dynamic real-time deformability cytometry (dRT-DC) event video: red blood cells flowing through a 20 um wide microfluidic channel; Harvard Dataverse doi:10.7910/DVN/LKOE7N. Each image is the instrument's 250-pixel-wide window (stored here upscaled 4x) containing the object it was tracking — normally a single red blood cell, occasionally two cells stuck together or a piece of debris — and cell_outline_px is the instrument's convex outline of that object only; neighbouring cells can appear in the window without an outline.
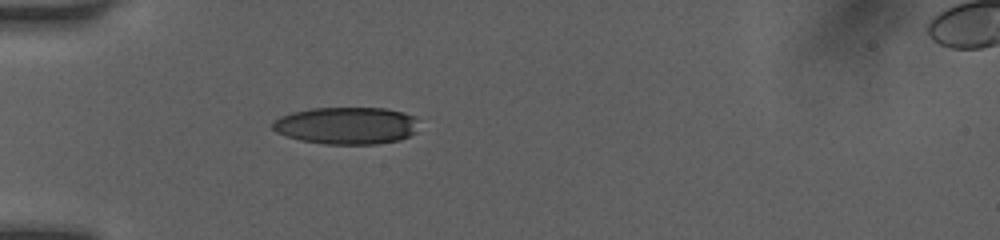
{"species": "human", "species_latin": "Homo sapiens", "temperature_condition": "room temperature", "stored_images_in_passage": 35, "camera_frame_rate_fps": 3000, "um_per_image_px": 0.085, "donor": {"sex": "female"}, "frame": {"image": 1, "passage_image": 1, "time_ms": 0.0, "image_size_px": [1000, 240], "cell_outline_px": [[416, 132], [400, 140], [380, 144], [324, 144], [300, 140], [276, 132], [272, 128], [272, 124], [280, 116], [292, 112], [312, 108], [388, 108], [404, 112], [416, 116]], "centroid_in_image_um": [29.48, 10.67], "position_along_channel_um": 55.5, "area_um2": 31.85}}
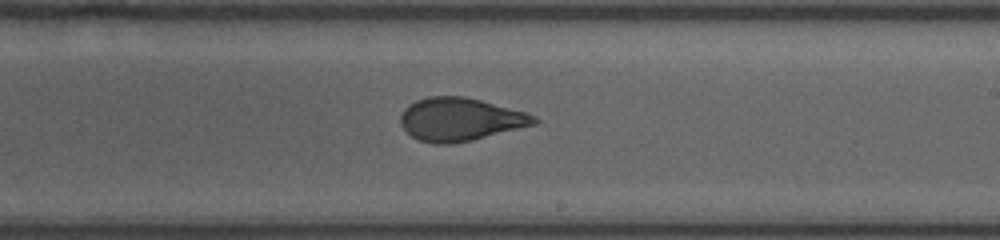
{"frame": {"image": 2, "passage_image": 16, "time_ms": 5.0, "image_size_px": [1000, 240], "cell_outline_px": [[540, 120], [536, 124], [472, 140], [448, 144], [432, 144], [420, 140], [412, 136], [400, 124], [400, 116], [404, 108], [408, 104], [416, 100], [428, 96], [464, 96], [480, 100], [524, 112], [536, 116]], "centroid_in_image_um": [39.09, 10.14], "position_along_channel_um": 249.9, "area_um2": 33.41}}
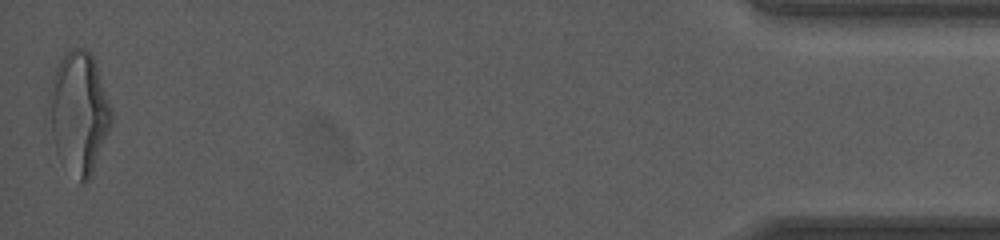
{"frame": {"image": 3, "passage_image": 35, "time_ms": 11.333, "image_size_px": [1000, 240], "cell_outline_px": [[112, 120], [92, 172], [88, 180], [84, 184], [80, 184], [56, 152], [44, 124], [44, 116], [52, 76], [60, 60], [68, 48], [84, 48], [92, 52], [112, 112]], "centroid_in_image_um": [6.61, 9.55], "position_along_channel_um": 428.6, "area_um2": 44.97}, "authors_computed_cell_mechanics": {"area_um2": 33.9864, "velocity_mm_per_s": 4.1427, "shape_relaxation_time_tau1_ms": 4.2992, "shape_relaxation_time_tau2_ms": 0.9852, "deformation_change_tau1": 0.1739, "deformation_change_tau2": 0.0762}}